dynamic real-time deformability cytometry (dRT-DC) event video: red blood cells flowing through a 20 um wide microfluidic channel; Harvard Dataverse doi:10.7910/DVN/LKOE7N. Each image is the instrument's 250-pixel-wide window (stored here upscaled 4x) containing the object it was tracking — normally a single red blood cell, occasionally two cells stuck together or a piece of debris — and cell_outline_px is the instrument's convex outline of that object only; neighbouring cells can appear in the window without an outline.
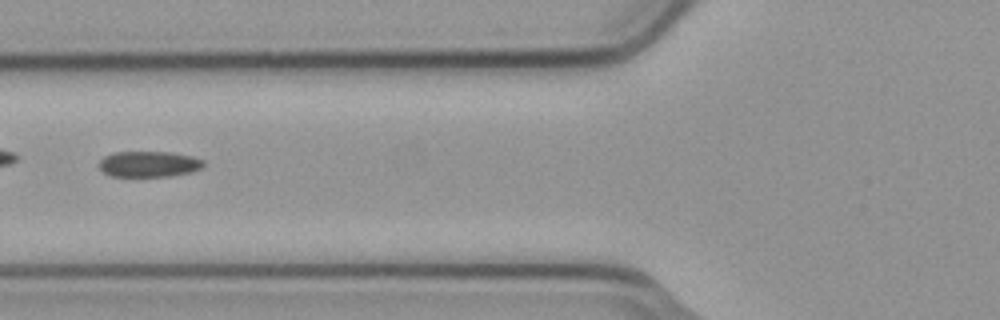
{"species": "common noctule bat (a hibernating species)", "species_latin": "Nyctalus noctula", "temperature_condition": "cold", "stored_images_in_passage": 46, "camera_frame_rate_fps": 3000, "um_per_image_px": 0.085, "animal": {"sex": "male", "body_mass_g": 23.1, "forearm_length_mm": 52.7}, "frame": {"image": 1, "passage_image": 14, "time_ms": 4.333, "image_size_px": [1000, 320], "cell_outline_px": [[204, 168], [192, 172], [172, 176], [112, 176], [104, 172], [100, 168], [100, 160], [104, 156], [112, 152], [168, 152], [192, 156], [204, 160]], "centroid_in_image_um": [12.7, 13.94], "position_along_channel_um": 113.1, "area_um2": 15.78}}
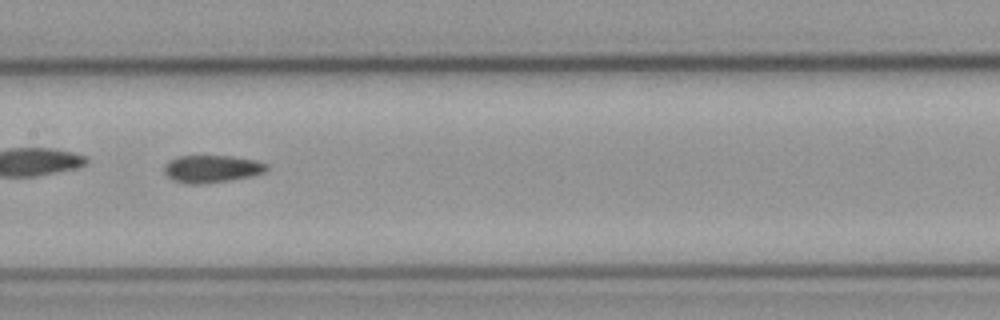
{"frame": {"image": 2, "passage_image": 20, "time_ms": 6.333, "image_size_px": [1000, 320], "cell_outline_px": [[268, 168], [264, 172], [252, 176], [204, 184], [184, 184], [172, 180], [164, 176], [164, 164], [168, 160], [176, 156], [232, 156], [256, 160], [268, 164]], "centroid_in_image_um": [17.94, 14.35], "position_along_channel_um": 189.5, "area_um2": 16.7}, "authors_computed_cell_mechanics": {"area_um2": 16.3574, "velocity_mm_per_s": 3.7766, "shape_relaxation_time_tau1_ms": null, "shape_relaxation_time_tau2_ms": 3.717, "deformation_change_tau1": null, "deformation_change_tau2": 0.0831}}